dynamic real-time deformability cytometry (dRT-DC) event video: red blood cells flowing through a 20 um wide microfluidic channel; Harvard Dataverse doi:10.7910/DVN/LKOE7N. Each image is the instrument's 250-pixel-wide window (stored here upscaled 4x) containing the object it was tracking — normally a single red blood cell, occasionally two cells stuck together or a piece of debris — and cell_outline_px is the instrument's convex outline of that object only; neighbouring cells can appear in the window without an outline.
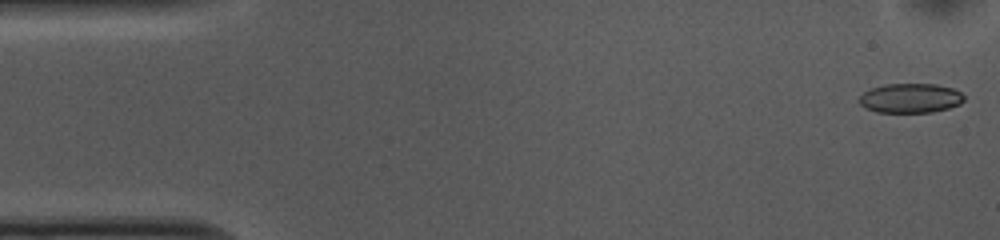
{"species": "common noctule bat (a hibernating species)", "species_latin": "Nyctalus noctula", "temperature_condition": "cold", "stored_images_in_passage": 48, "camera_frame_rate_fps": 3000, "um_per_image_px": 0.085, "animal": {"sex": "female", "body_mass_g": 10.0, "forearm_length_mm": 53.1}, "frame": {"image": 1, "passage_image": 1, "time_ms": 0.0, "image_size_px": [1000, 240], "cell_outline_px": [[964, 100], [960, 104], [948, 108], [932, 112], [876, 112], [864, 108], [860, 104], [860, 96], [864, 92], [872, 88], [884, 84], [936, 84], [952, 88], [960, 92], [964, 96]], "centroid_in_image_um": [77.38, 8.34], "position_along_channel_um": 7.6, "area_um2": 17.98}}
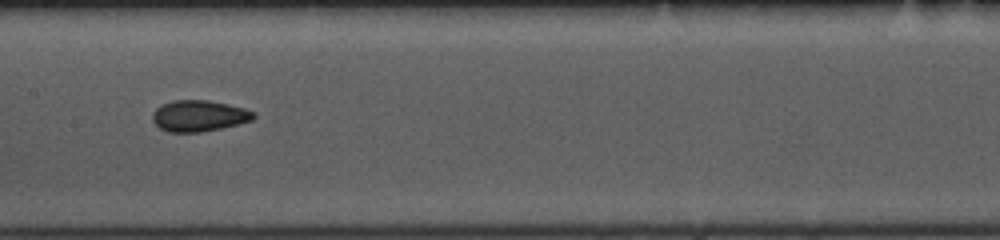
{"frame": {"image": 2, "passage_image": 25, "time_ms": 8.0, "image_size_px": [1000, 240], "cell_outline_px": [[256, 116], [252, 120], [220, 128], [200, 132], [168, 132], [160, 128], [152, 120], [152, 112], [156, 108], [172, 100], [208, 100], [228, 104], [244, 108], [256, 112]], "centroid_in_image_um": [16.91, 9.84], "position_along_channel_um": 190.5, "area_um2": 18.32}}
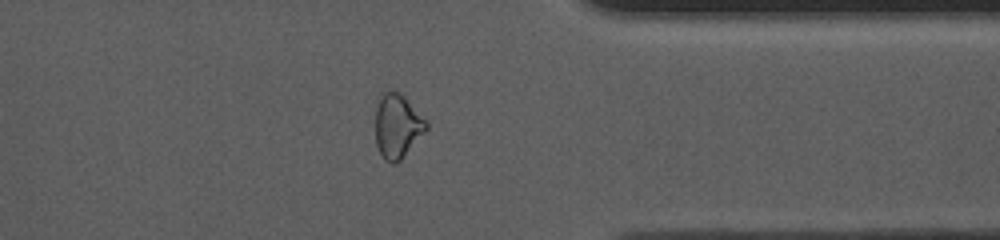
{"frame": {"image": 3, "passage_image": 41, "time_ms": 13.333, "image_size_px": [1000, 240], "cell_outline_px": [[428, 128], [400, 160], [396, 164], [392, 164], [384, 160], [376, 144], [376, 108], [380, 92], [392, 88], [400, 92], [428, 120]], "centroid_in_image_um": [33.77, 10.66], "position_along_channel_um": 377.6, "area_um2": 19.36}}